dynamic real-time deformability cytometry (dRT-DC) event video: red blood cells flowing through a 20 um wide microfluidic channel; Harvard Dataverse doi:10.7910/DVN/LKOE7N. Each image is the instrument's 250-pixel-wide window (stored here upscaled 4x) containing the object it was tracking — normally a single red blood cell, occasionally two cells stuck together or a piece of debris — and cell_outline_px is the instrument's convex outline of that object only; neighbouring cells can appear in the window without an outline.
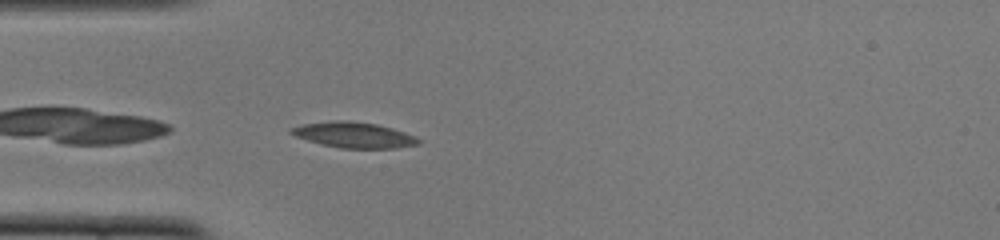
{"species": "common noctule bat (a hibernating species)", "species_latin": "Nyctalus noctula", "temperature_condition": "cold", "stored_images_in_passage": 37, "camera_frame_rate_fps": 3000, "um_per_image_px": 0.085, "animal": {"sex": "female", "body_mass_g": 22.0, "forearm_length_mm": 56.7}, "frame": {"image": 1, "passage_image": 2, "time_ms": 0.333, "image_size_px": [1000, 240], "cell_outline_px": [[420, 144], [396, 148], [340, 148], [320, 144], [296, 136], [288, 132], [288, 128], [300, 124], [332, 120], [348, 120], [376, 124], [392, 128], [416, 136], [420, 140]], "centroid_in_image_um": [30.04, 11.46], "position_along_channel_um": 55.0, "area_um2": 19.19}}
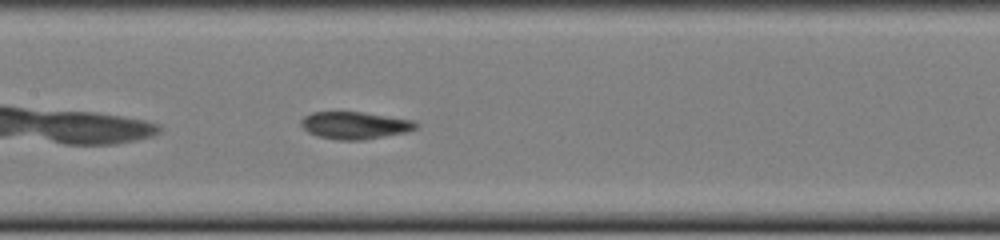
{"frame": {"image": 2, "passage_image": 12, "time_ms": 3.667, "image_size_px": [1000, 240], "cell_outline_px": [[420, 124], [416, 128], [408, 132], [364, 140], [336, 140], [316, 136], [308, 132], [300, 124], [300, 120], [304, 116], [312, 112], [360, 112], [412, 120]], "centroid_in_image_um": [30.15, 10.67], "position_along_channel_um": 177.3, "area_um2": 18.32}}
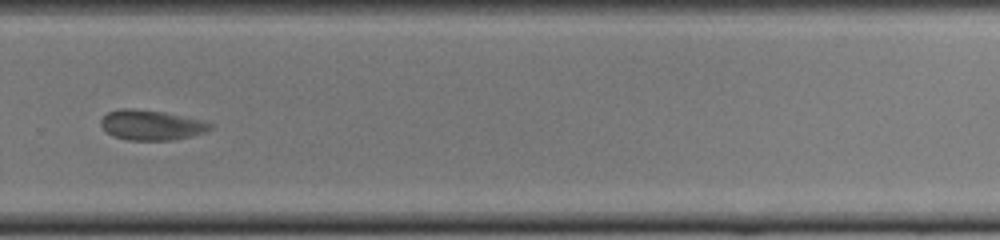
{"frame": {"image": 3, "passage_image": 23, "time_ms": 7.333, "image_size_px": [1000, 240], "cell_outline_px": [[212, 128], [208, 132], [192, 136], [172, 140], [128, 140], [112, 136], [100, 124], [100, 120], [108, 112], [120, 108], [132, 108], [164, 112], [204, 120], [212, 124]], "centroid_in_image_um": [12.89, 10.63], "position_along_channel_um": 316.9, "area_um2": 19.31}, "authors_computed_cell_mechanics": {"area_um2": 19.0162, "velocity_mm_per_s": 3.811, "shape_relaxation_time_tau1_ms": 3.8271, "shape_relaxation_time_tau2_ms": 1.2766, "deformation_change_tau1": 0.1188, "deformation_change_tau2": 0.0479}}